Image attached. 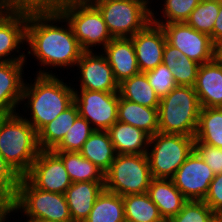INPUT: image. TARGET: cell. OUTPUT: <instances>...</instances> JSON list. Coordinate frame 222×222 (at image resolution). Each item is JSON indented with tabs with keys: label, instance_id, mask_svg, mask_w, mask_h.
Returning <instances> with one entry per match:
<instances>
[{
	"label": "cell",
	"instance_id": "obj_29",
	"mask_svg": "<svg viewBox=\"0 0 222 222\" xmlns=\"http://www.w3.org/2000/svg\"><path fill=\"white\" fill-rule=\"evenodd\" d=\"M194 144L222 148V108H201Z\"/></svg>",
	"mask_w": 222,
	"mask_h": 222
},
{
	"label": "cell",
	"instance_id": "obj_30",
	"mask_svg": "<svg viewBox=\"0 0 222 222\" xmlns=\"http://www.w3.org/2000/svg\"><path fill=\"white\" fill-rule=\"evenodd\" d=\"M126 221L166 222L148 193L129 194L122 197Z\"/></svg>",
	"mask_w": 222,
	"mask_h": 222
},
{
	"label": "cell",
	"instance_id": "obj_37",
	"mask_svg": "<svg viewBox=\"0 0 222 222\" xmlns=\"http://www.w3.org/2000/svg\"><path fill=\"white\" fill-rule=\"evenodd\" d=\"M172 72L173 79L177 86H192L194 87L199 63H180V64H165Z\"/></svg>",
	"mask_w": 222,
	"mask_h": 222
},
{
	"label": "cell",
	"instance_id": "obj_46",
	"mask_svg": "<svg viewBox=\"0 0 222 222\" xmlns=\"http://www.w3.org/2000/svg\"><path fill=\"white\" fill-rule=\"evenodd\" d=\"M84 1L94 5L97 2H104V1H107V0H84Z\"/></svg>",
	"mask_w": 222,
	"mask_h": 222
},
{
	"label": "cell",
	"instance_id": "obj_36",
	"mask_svg": "<svg viewBox=\"0 0 222 222\" xmlns=\"http://www.w3.org/2000/svg\"><path fill=\"white\" fill-rule=\"evenodd\" d=\"M146 76L149 84L160 98L167 95L177 86L171 70L163 63L158 65L155 69L147 71Z\"/></svg>",
	"mask_w": 222,
	"mask_h": 222
},
{
	"label": "cell",
	"instance_id": "obj_47",
	"mask_svg": "<svg viewBox=\"0 0 222 222\" xmlns=\"http://www.w3.org/2000/svg\"><path fill=\"white\" fill-rule=\"evenodd\" d=\"M215 220H216V222H222V213L216 215V219Z\"/></svg>",
	"mask_w": 222,
	"mask_h": 222
},
{
	"label": "cell",
	"instance_id": "obj_20",
	"mask_svg": "<svg viewBox=\"0 0 222 222\" xmlns=\"http://www.w3.org/2000/svg\"><path fill=\"white\" fill-rule=\"evenodd\" d=\"M105 182H73L66 190L65 197L72 222H84L93 208Z\"/></svg>",
	"mask_w": 222,
	"mask_h": 222
},
{
	"label": "cell",
	"instance_id": "obj_11",
	"mask_svg": "<svg viewBox=\"0 0 222 222\" xmlns=\"http://www.w3.org/2000/svg\"><path fill=\"white\" fill-rule=\"evenodd\" d=\"M154 24L163 28L166 42L179 49L189 59L200 65L215 59V43L209 35L193 29L186 22Z\"/></svg>",
	"mask_w": 222,
	"mask_h": 222
},
{
	"label": "cell",
	"instance_id": "obj_15",
	"mask_svg": "<svg viewBox=\"0 0 222 222\" xmlns=\"http://www.w3.org/2000/svg\"><path fill=\"white\" fill-rule=\"evenodd\" d=\"M26 23L27 12H0V62L26 61Z\"/></svg>",
	"mask_w": 222,
	"mask_h": 222
},
{
	"label": "cell",
	"instance_id": "obj_24",
	"mask_svg": "<svg viewBox=\"0 0 222 222\" xmlns=\"http://www.w3.org/2000/svg\"><path fill=\"white\" fill-rule=\"evenodd\" d=\"M79 153L106 173L116 157L108 131L94 130Z\"/></svg>",
	"mask_w": 222,
	"mask_h": 222
},
{
	"label": "cell",
	"instance_id": "obj_12",
	"mask_svg": "<svg viewBox=\"0 0 222 222\" xmlns=\"http://www.w3.org/2000/svg\"><path fill=\"white\" fill-rule=\"evenodd\" d=\"M24 177L36 188L65 194L72 182L62 159L53 150H40Z\"/></svg>",
	"mask_w": 222,
	"mask_h": 222
},
{
	"label": "cell",
	"instance_id": "obj_9",
	"mask_svg": "<svg viewBox=\"0 0 222 222\" xmlns=\"http://www.w3.org/2000/svg\"><path fill=\"white\" fill-rule=\"evenodd\" d=\"M152 179L146 154H117L105 173V189L122 197L142 194Z\"/></svg>",
	"mask_w": 222,
	"mask_h": 222
},
{
	"label": "cell",
	"instance_id": "obj_1",
	"mask_svg": "<svg viewBox=\"0 0 222 222\" xmlns=\"http://www.w3.org/2000/svg\"><path fill=\"white\" fill-rule=\"evenodd\" d=\"M26 45V63L32 55L37 66L41 65L36 75H56L50 69L59 67L75 69L84 52L70 23L59 11L27 12Z\"/></svg>",
	"mask_w": 222,
	"mask_h": 222
},
{
	"label": "cell",
	"instance_id": "obj_34",
	"mask_svg": "<svg viewBox=\"0 0 222 222\" xmlns=\"http://www.w3.org/2000/svg\"><path fill=\"white\" fill-rule=\"evenodd\" d=\"M216 214L204 201L188 200L167 222H214Z\"/></svg>",
	"mask_w": 222,
	"mask_h": 222
},
{
	"label": "cell",
	"instance_id": "obj_18",
	"mask_svg": "<svg viewBox=\"0 0 222 222\" xmlns=\"http://www.w3.org/2000/svg\"><path fill=\"white\" fill-rule=\"evenodd\" d=\"M194 89L201 108H222V62L201 64Z\"/></svg>",
	"mask_w": 222,
	"mask_h": 222
},
{
	"label": "cell",
	"instance_id": "obj_7",
	"mask_svg": "<svg viewBox=\"0 0 222 222\" xmlns=\"http://www.w3.org/2000/svg\"><path fill=\"white\" fill-rule=\"evenodd\" d=\"M153 0H107L97 2L112 38H130L151 22Z\"/></svg>",
	"mask_w": 222,
	"mask_h": 222
},
{
	"label": "cell",
	"instance_id": "obj_41",
	"mask_svg": "<svg viewBox=\"0 0 222 222\" xmlns=\"http://www.w3.org/2000/svg\"><path fill=\"white\" fill-rule=\"evenodd\" d=\"M163 64L197 63L189 59L179 49L169 45L167 42L163 51Z\"/></svg>",
	"mask_w": 222,
	"mask_h": 222
},
{
	"label": "cell",
	"instance_id": "obj_40",
	"mask_svg": "<svg viewBox=\"0 0 222 222\" xmlns=\"http://www.w3.org/2000/svg\"><path fill=\"white\" fill-rule=\"evenodd\" d=\"M72 0H30V12L60 11Z\"/></svg>",
	"mask_w": 222,
	"mask_h": 222
},
{
	"label": "cell",
	"instance_id": "obj_8",
	"mask_svg": "<svg viewBox=\"0 0 222 222\" xmlns=\"http://www.w3.org/2000/svg\"><path fill=\"white\" fill-rule=\"evenodd\" d=\"M59 12L70 23L84 51H93L100 46L102 50L113 39L95 5L84 0H72Z\"/></svg>",
	"mask_w": 222,
	"mask_h": 222
},
{
	"label": "cell",
	"instance_id": "obj_27",
	"mask_svg": "<svg viewBox=\"0 0 222 222\" xmlns=\"http://www.w3.org/2000/svg\"><path fill=\"white\" fill-rule=\"evenodd\" d=\"M63 161L71 182H105V173L79 152L54 151Z\"/></svg>",
	"mask_w": 222,
	"mask_h": 222
},
{
	"label": "cell",
	"instance_id": "obj_48",
	"mask_svg": "<svg viewBox=\"0 0 222 222\" xmlns=\"http://www.w3.org/2000/svg\"><path fill=\"white\" fill-rule=\"evenodd\" d=\"M23 222V221H22ZM24 222H48V221H43V220H25Z\"/></svg>",
	"mask_w": 222,
	"mask_h": 222
},
{
	"label": "cell",
	"instance_id": "obj_5",
	"mask_svg": "<svg viewBox=\"0 0 222 222\" xmlns=\"http://www.w3.org/2000/svg\"><path fill=\"white\" fill-rule=\"evenodd\" d=\"M10 207L11 216L23 213L24 220L72 222L65 194L38 189L24 176H21Z\"/></svg>",
	"mask_w": 222,
	"mask_h": 222
},
{
	"label": "cell",
	"instance_id": "obj_45",
	"mask_svg": "<svg viewBox=\"0 0 222 222\" xmlns=\"http://www.w3.org/2000/svg\"><path fill=\"white\" fill-rule=\"evenodd\" d=\"M215 60L222 62V38L215 42Z\"/></svg>",
	"mask_w": 222,
	"mask_h": 222
},
{
	"label": "cell",
	"instance_id": "obj_44",
	"mask_svg": "<svg viewBox=\"0 0 222 222\" xmlns=\"http://www.w3.org/2000/svg\"><path fill=\"white\" fill-rule=\"evenodd\" d=\"M11 220V207L8 204L0 203V222H9Z\"/></svg>",
	"mask_w": 222,
	"mask_h": 222
},
{
	"label": "cell",
	"instance_id": "obj_2",
	"mask_svg": "<svg viewBox=\"0 0 222 222\" xmlns=\"http://www.w3.org/2000/svg\"><path fill=\"white\" fill-rule=\"evenodd\" d=\"M30 79V83L25 81L20 103L23 108L18 113L38 133L74 103V89L70 82H63L64 78L60 79L58 75H34V79Z\"/></svg>",
	"mask_w": 222,
	"mask_h": 222
},
{
	"label": "cell",
	"instance_id": "obj_17",
	"mask_svg": "<svg viewBox=\"0 0 222 222\" xmlns=\"http://www.w3.org/2000/svg\"><path fill=\"white\" fill-rule=\"evenodd\" d=\"M26 65V61L0 62V115L20 111Z\"/></svg>",
	"mask_w": 222,
	"mask_h": 222
},
{
	"label": "cell",
	"instance_id": "obj_43",
	"mask_svg": "<svg viewBox=\"0 0 222 222\" xmlns=\"http://www.w3.org/2000/svg\"><path fill=\"white\" fill-rule=\"evenodd\" d=\"M220 38H222V1L220 0V9L218 16L215 20L213 32H212V41L215 43Z\"/></svg>",
	"mask_w": 222,
	"mask_h": 222
},
{
	"label": "cell",
	"instance_id": "obj_22",
	"mask_svg": "<svg viewBox=\"0 0 222 222\" xmlns=\"http://www.w3.org/2000/svg\"><path fill=\"white\" fill-rule=\"evenodd\" d=\"M116 154H146L150 136L129 124L116 121L108 130Z\"/></svg>",
	"mask_w": 222,
	"mask_h": 222
},
{
	"label": "cell",
	"instance_id": "obj_38",
	"mask_svg": "<svg viewBox=\"0 0 222 222\" xmlns=\"http://www.w3.org/2000/svg\"><path fill=\"white\" fill-rule=\"evenodd\" d=\"M194 151L212 169L213 173H222V148L208 144H194Z\"/></svg>",
	"mask_w": 222,
	"mask_h": 222
},
{
	"label": "cell",
	"instance_id": "obj_13",
	"mask_svg": "<svg viewBox=\"0 0 222 222\" xmlns=\"http://www.w3.org/2000/svg\"><path fill=\"white\" fill-rule=\"evenodd\" d=\"M95 51V52H94ZM84 51L81 55L80 60L76 64V69L79 70L74 79L78 80L76 85H73V89H85L91 91H102V92H118L119 84L115 80L113 70L107 61L106 56L103 52ZM76 87V88H75Z\"/></svg>",
	"mask_w": 222,
	"mask_h": 222
},
{
	"label": "cell",
	"instance_id": "obj_31",
	"mask_svg": "<svg viewBox=\"0 0 222 222\" xmlns=\"http://www.w3.org/2000/svg\"><path fill=\"white\" fill-rule=\"evenodd\" d=\"M163 4L160 10V15L152 6L151 8V22L152 23H173L185 22L191 12L196 8L201 0H162ZM157 14V15H156ZM156 15V16H155ZM160 15V16H159ZM157 16H159L157 18Z\"/></svg>",
	"mask_w": 222,
	"mask_h": 222
},
{
	"label": "cell",
	"instance_id": "obj_42",
	"mask_svg": "<svg viewBox=\"0 0 222 222\" xmlns=\"http://www.w3.org/2000/svg\"><path fill=\"white\" fill-rule=\"evenodd\" d=\"M0 11L30 12V0H0Z\"/></svg>",
	"mask_w": 222,
	"mask_h": 222
},
{
	"label": "cell",
	"instance_id": "obj_14",
	"mask_svg": "<svg viewBox=\"0 0 222 222\" xmlns=\"http://www.w3.org/2000/svg\"><path fill=\"white\" fill-rule=\"evenodd\" d=\"M215 174L193 150L171 180L187 200L203 201Z\"/></svg>",
	"mask_w": 222,
	"mask_h": 222
},
{
	"label": "cell",
	"instance_id": "obj_33",
	"mask_svg": "<svg viewBox=\"0 0 222 222\" xmlns=\"http://www.w3.org/2000/svg\"><path fill=\"white\" fill-rule=\"evenodd\" d=\"M94 132L91 124L82 116H78L72 127L53 151L79 152L84 142Z\"/></svg>",
	"mask_w": 222,
	"mask_h": 222
},
{
	"label": "cell",
	"instance_id": "obj_6",
	"mask_svg": "<svg viewBox=\"0 0 222 222\" xmlns=\"http://www.w3.org/2000/svg\"><path fill=\"white\" fill-rule=\"evenodd\" d=\"M194 136L157 132L150 137L147 157L152 178L171 179L194 150Z\"/></svg>",
	"mask_w": 222,
	"mask_h": 222
},
{
	"label": "cell",
	"instance_id": "obj_19",
	"mask_svg": "<svg viewBox=\"0 0 222 222\" xmlns=\"http://www.w3.org/2000/svg\"><path fill=\"white\" fill-rule=\"evenodd\" d=\"M120 84L140 72L131 38H113L102 50Z\"/></svg>",
	"mask_w": 222,
	"mask_h": 222
},
{
	"label": "cell",
	"instance_id": "obj_21",
	"mask_svg": "<svg viewBox=\"0 0 222 222\" xmlns=\"http://www.w3.org/2000/svg\"><path fill=\"white\" fill-rule=\"evenodd\" d=\"M147 193L166 222L177 215L188 201L171 179L153 178Z\"/></svg>",
	"mask_w": 222,
	"mask_h": 222
},
{
	"label": "cell",
	"instance_id": "obj_3",
	"mask_svg": "<svg viewBox=\"0 0 222 222\" xmlns=\"http://www.w3.org/2000/svg\"><path fill=\"white\" fill-rule=\"evenodd\" d=\"M40 152L38 134L19 113L0 115V154L24 176Z\"/></svg>",
	"mask_w": 222,
	"mask_h": 222
},
{
	"label": "cell",
	"instance_id": "obj_28",
	"mask_svg": "<svg viewBox=\"0 0 222 222\" xmlns=\"http://www.w3.org/2000/svg\"><path fill=\"white\" fill-rule=\"evenodd\" d=\"M122 196L104 188L84 222H125Z\"/></svg>",
	"mask_w": 222,
	"mask_h": 222
},
{
	"label": "cell",
	"instance_id": "obj_4",
	"mask_svg": "<svg viewBox=\"0 0 222 222\" xmlns=\"http://www.w3.org/2000/svg\"><path fill=\"white\" fill-rule=\"evenodd\" d=\"M201 106L192 86H176L160 98L158 132L195 136Z\"/></svg>",
	"mask_w": 222,
	"mask_h": 222
},
{
	"label": "cell",
	"instance_id": "obj_32",
	"mask_svg": "<svg viewBox=\"0 0 222 222\" xmlns=\"http://www.w3.org/2000/svg\"><path fill=\"white\" fill-rule=\"evenodd\" d=\"M220 9V0H201L185 21L193 29L211 37Z\"/></svg>",
	"mask_w": 222,
	"mask_h": 222
},
{
	"label": "cell",
	"instance_id": "obj_10",
	"mask_svg": "<svg viewBox=\"0 0 222 222\" xmlns=\"http://www.w3.org/2000/svg\"><path fill=\"white\" fill-rule=\"evenodd\" d=\"M119 96V92L74 89L79 115L100 131H107L117 121Z\"/></svg>",
	"mask_w": 222,
	"mask_h": 222
},
{
	"label": "cell",
	"instance_id": "obj_26",
	"mask_svg": "<svg viewBox=\"0 0 222 222\" xmlns=\"http://www.w3.org/2000/svg\"><path fill=\"white\" fill-rule=\"evenodd\" d=\"M118 92L121 98L150 108H158L160 103V97L149 84L146 72H139L123 80Z\"/></svg>",
	"mask_w": 222,
	"mask_h": 222
},
{
	"label": "cell",
	"instance_id": "obj_35",
	"mask_svg": "<svg viewBox=\"0 0 222 222\" xmlns=\"http://www.w3.org/2000/svg\"><path fill=\"white\" fill-rule=\"evenodd\" d=\"M20 179L21 176L0 154V203L11 204Z\"/></svg>",
	"mask_w": 222,
	"mask_h": 222
},
{
	"label": "cell",
	"instance_id": "obj_25",
	"mask_svg": "<svg viewBox=\"0 0 222 222\" xmlns=\"http://www.w3.org/2000/svg\"><path fill=\"white\" fill-rule=\"evenodd\" d=\"M78 116V107L73 103L53 121L45 125L37 133L40 150H53L64 138Z\"/></svg>",
	"mask_w": 222,
	"mask_h": 222
},
{
	"label": "cell",
	"instance_id": "obj_39",
	"mask_svg": "<svg viewBox=\"0 0 222 222\" xmlns=\"http://www.w3.org/2000/svg\"><path fill=\"white\" fill-rule=\"evenodd\" d=\"M216 215L222 213V173L216 174L203 200Z\"/></svg>",
	"mask_w": 222,
	"mask_h": 222
},
{
	"label": "cell",
	"instance_id": "obj_16",
	"mask_svg": "<svg viewBox=\"0 0 222 222\" xmlns=\"http://www.w3.org/2000/svg\"><path fill=\"white\" fill-rule=\"evenodd\" d=\"M130 38L134 44L140 72L145 73L162 64L166 37L160 25L150 22Z\"/></svg>",
	"mask_w": 222,
	"mask_h": 222
},
{
	"label": "cell",
	"instance_id": "obj_23",
	"mask_svg": "<svg viewBox=\"0 0 222 222\" xmlns=\"http://www.w3.org/2000/svg\"><path fill=\"white\" fill-rule=\"evenodd\" d=\"M117 120L137 127L150 137L158 132V108H150L119 96Z\"/></svg>",
	"mask_w": 222,
	"mask_h": 222
}]
</instances>
